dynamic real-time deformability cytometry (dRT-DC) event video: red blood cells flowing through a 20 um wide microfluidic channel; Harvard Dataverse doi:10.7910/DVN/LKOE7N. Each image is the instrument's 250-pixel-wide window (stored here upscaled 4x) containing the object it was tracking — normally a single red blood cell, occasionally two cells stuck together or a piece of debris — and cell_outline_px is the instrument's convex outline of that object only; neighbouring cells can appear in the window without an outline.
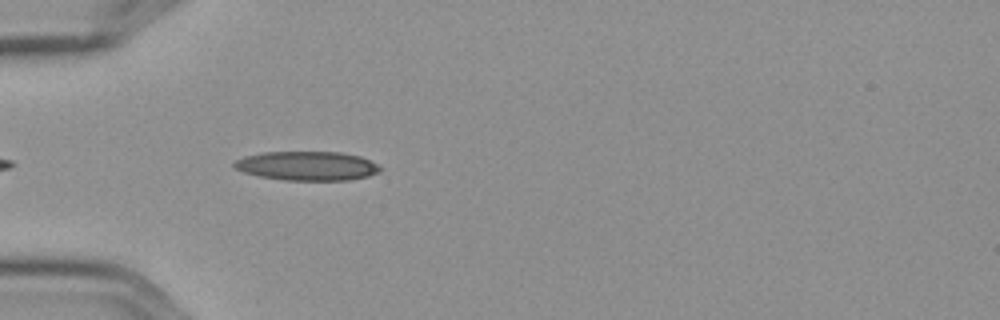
{"species": "Egyptian fruit bat (a non-hibernating species)", "species_latin": "Rousettus aegyptiacus", "temperature_condition": "cold", "stored_images_in_passage": 4, "camera_frame_rate_fps": 3000, "um_per_image_px": 0.085, "frame": {"image": 1, "passage_image": 4, "time_ms": 1.0, "image_size_px": [1000, 320], "cell_outline_px": [[384, 168], [380, 172], [368, 176], [348, 180], [284, 180], [260, 176], [244, 172], [236, 168], [232, 164], [236, 160], [244, 156], [260, 152], [340, 152], [360, 156]], "centroid_in_image_um": [26.12, 14.1], "position_along_channel_um": 58.9, "area_um2": 24.74}}